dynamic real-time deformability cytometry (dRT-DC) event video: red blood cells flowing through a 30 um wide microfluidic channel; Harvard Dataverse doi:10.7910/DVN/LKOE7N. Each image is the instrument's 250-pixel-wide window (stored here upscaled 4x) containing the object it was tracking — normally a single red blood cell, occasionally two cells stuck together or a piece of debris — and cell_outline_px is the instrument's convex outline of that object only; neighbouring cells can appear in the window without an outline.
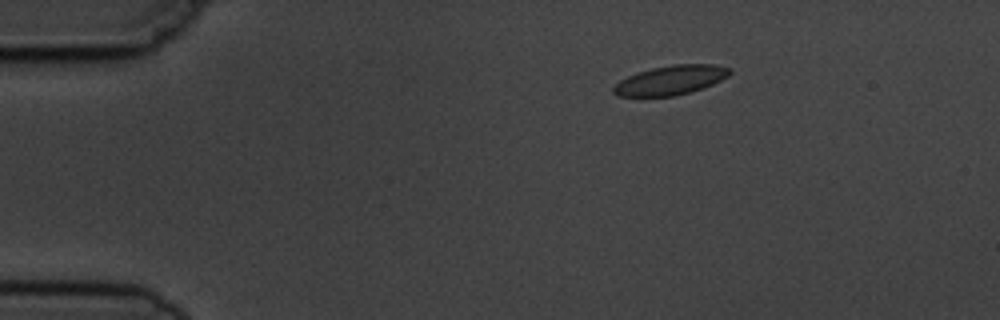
{"species": "common noctule bat (a hibernating species)", "species_latin": "Nyctalus noctula", "temperature_condition": "cold", "stored_images_in_passage": 5, "camera_frame_rate_fps": 3000, "um_per_image_px": 0.085, "animal": {"sex": "male", "body_mass_g": 19.5, "forearm_length_mm": 54.6}, "frame": {"image": 1, "passage_image": 3, "time_ms": 3.0, "image_size_px": [1000, 320], "cell_outline_px": [[732, 72], [728, 76], [704, 88], [672, 96], [616, 96], [612, 92], [612, 88], [620, 80], [636, 72], [652, 68], [676, 64], [712, 64], [732, 68]], "centroid_in_image_um": [57.0, 6.81], "position_along_channel_um": 28.0, "area_um2": 19.83}}